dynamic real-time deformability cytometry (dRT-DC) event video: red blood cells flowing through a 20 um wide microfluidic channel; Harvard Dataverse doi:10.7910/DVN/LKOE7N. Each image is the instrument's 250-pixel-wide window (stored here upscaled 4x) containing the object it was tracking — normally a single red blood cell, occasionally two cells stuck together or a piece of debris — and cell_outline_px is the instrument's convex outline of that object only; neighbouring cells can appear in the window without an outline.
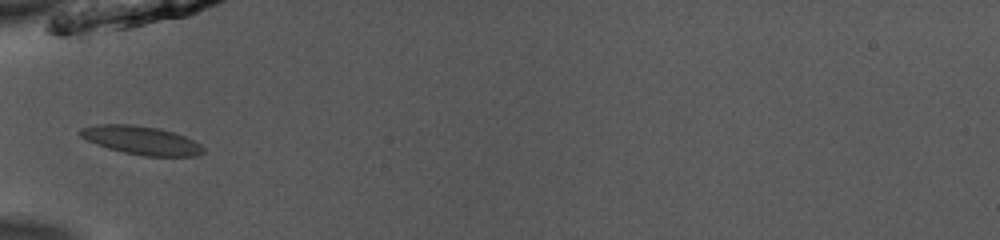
{"species": "common noctule bat (a hibernating species)", "species_latin": "Nyctalus noctula", "temperature_condition": "room temperature", "stored_images_in_passage": 34, "camera_frame_rate_fps": 3000, "um_per_image_px": 0.085, "animal": {"sex": "male", "body_mass_g": 13.0, "forearm_length_mm": 53.1}, "frame": {"image": 1, "passage_image": 1, "time_ms": 0.0, "image_size_px": [1000, 240], "cell_outline_px": [[204, 152], [196, 156], [144, 156], [124, 152], [108, 148], [96, 144], [80, 136], [80, 128], [96, 124], [132, 124], [160, 128], [184, 136], [200, 144], [204, 148]], "centroid_in_image_um": [12.01, 11.92], "position_along_channel_um": 73.0, "area_um2": 20.35}}
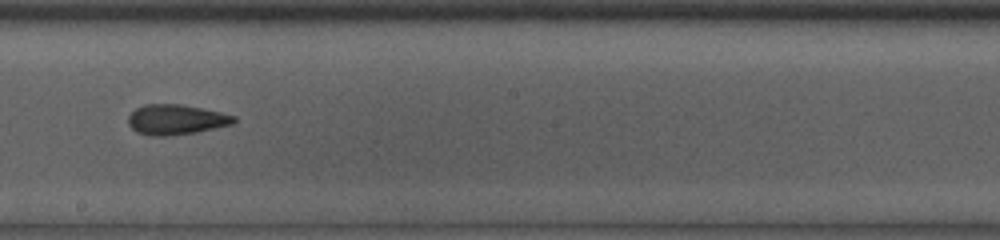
{"frame": {"image": 2, "passage_image": 13, "time_ms": 4.0, "image_size_px": [1000, 240], "cell_outline_px": [[236, 120], [232, 124], [196, 132], [168, 136], [152, 136], [136, 132], [128, 124], [128, 116], [136, 108], [144, 104], [180, 104], [220, 112], [236, 116]], "centroid_in_image_um": [14.93, 10.17], "position_along_channel_um": 233.3, "area_um2": 18.5}}
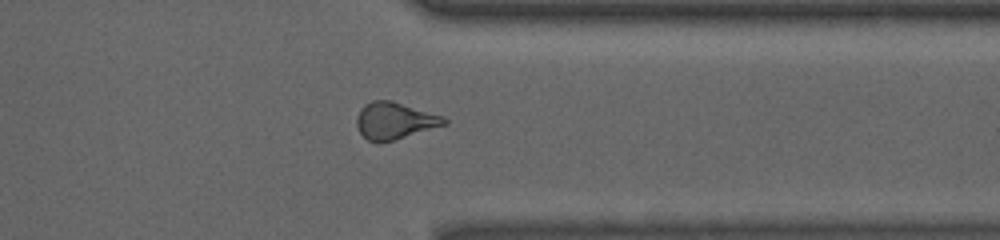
{"frame": {"image": 3, "passage_image": 24, "time_ms": 7.667, "image_size_px": [1000, 240], "cell_outline_px": [[448, 124], [380, 144], [368, 140], [360, 132], [356, 124], [356, 116], [360, 108], [364, 104], [372, 100], [392, 100], [444, 116], [448, 120]], "centroid_in_image_um": [33.54, 10.26], "position_along_channel_um": 377.9, "area_um2": 19.07}, "authors_computed_cell_mechanics": {"area_um2": 18.5538, "velocity_mm_per_s": 3.9763, "shape_relaxation_time_tau1_ms": 3.8158, "shape_relaxation_time_tau2_ms": 3.3944, "deformation_change_tau1": 0.1379, "deformation_change_tau2": 0.1037}}